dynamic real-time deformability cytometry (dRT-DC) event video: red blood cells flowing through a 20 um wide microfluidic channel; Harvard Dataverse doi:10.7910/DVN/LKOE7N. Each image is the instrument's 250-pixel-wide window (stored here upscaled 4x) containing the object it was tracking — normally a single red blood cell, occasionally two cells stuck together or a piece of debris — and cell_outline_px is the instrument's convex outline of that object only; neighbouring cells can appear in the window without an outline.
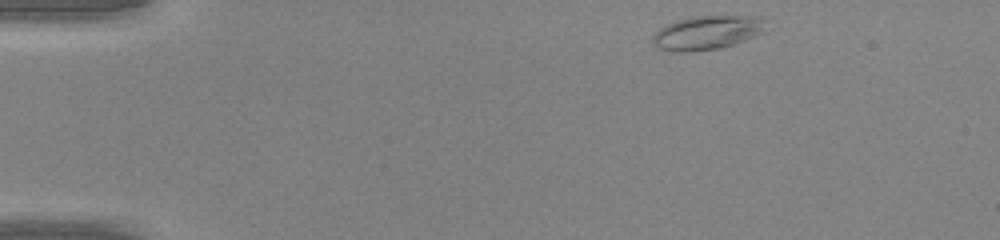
{"species": "common noctule bat (a hibernating species)", "species_latin": "Nyctalus noctula", "temperature_condition": "warm", "stored_images_in_passage": 40, "camera_frame_rate_fps": 3000, "um_per_image_px": 0.085, "animal": {"sex": "male", "body_mass_g": 20.0, "forearm_length_mm": 53.3}, "frame": {"image": 1, "passage_image": 1, "time_ms": 0.0, "image_size_px": [1000, 240], "cell_outline_px": [[772, 28], [764, 32], [744, 40], [720, 48], [688, 52], [672, 52], [660, 48], [652, 40], [652, 36], [660, 28], [676, 20], [692, 16], [756, 16], [764, 20]], "centroid_in_image_um": [60.16, 2.76], "position_along_channel_um": 24.8, "area_um2": 22.48}}
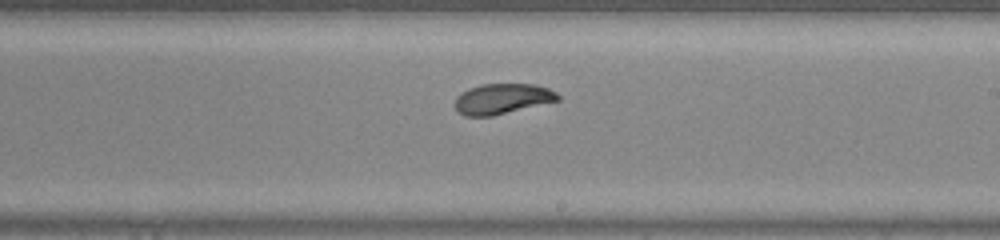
{"frame": {"image": 2, "passage_image": 22, "time_ms": 7.0, "image_size_px": [1000, 240], "cell_outline_px": [[560, 100], [492, 116], [464, 116], [456, 108], [456, 96], [468, 88], [480, 84], [536, 84], [548, 88], [556, 92], [560, 96]], "centroid_in_image_um": [42.71, 8.39], "position_along_channel_um": 246.3, "area_um2": 18.21}}
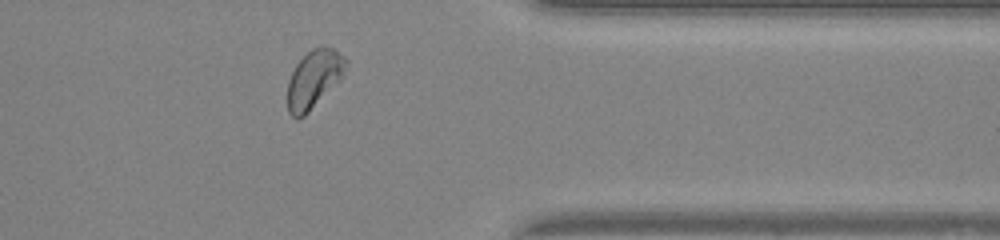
{"frame": {"image": 3, "passage_image": 32, "time_ms": 10.333, "image_size_px": [1000, 240], "cell_outline_px": [[348, 64], [344, 76], [304, 116], [296, 120], [288, 112], [288, 80], [296, 64], [312, 48], [324, 44], [332, 48], [344, 56], [348, 60]], "centroid_in_image_um": [26.71, 6.69], "position_along_channel_um": 384.7, "area_um2": 19.83}}